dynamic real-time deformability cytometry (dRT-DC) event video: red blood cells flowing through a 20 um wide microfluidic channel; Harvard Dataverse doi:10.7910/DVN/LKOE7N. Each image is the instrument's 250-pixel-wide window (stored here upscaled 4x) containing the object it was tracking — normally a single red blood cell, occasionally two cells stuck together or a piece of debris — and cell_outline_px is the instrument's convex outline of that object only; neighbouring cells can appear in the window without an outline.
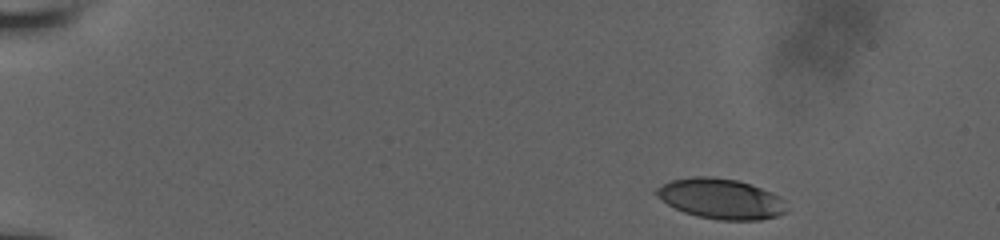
{"species": "human", "species_latin": "Homo sapiens", "temperature_condition": "room temperature", "stored_images_in_passage": 48, "camera_frame_rate_fps": 3000, "um_per_image_px": 0.085, "donor": {"sex": "male"}, "frame": {"image": 1, "passage_image": 1, "time_ms": 0.0, "image_size_px": [1000, 240], "cell_outline_px": [[784, 212], [776, 216], [760, 220], [716, 220], [696, 216], [684, 212], [668, 204], [652, 192], [656, 188], [672, 180], [692, 176], [708, 176], [736, 180], [760, 188], [776, 196], [780, 200]], "centroid_in_image_um": [61.16, 16.9], "position_along_channel_um": 23.8, "area_um2": 29.88}}
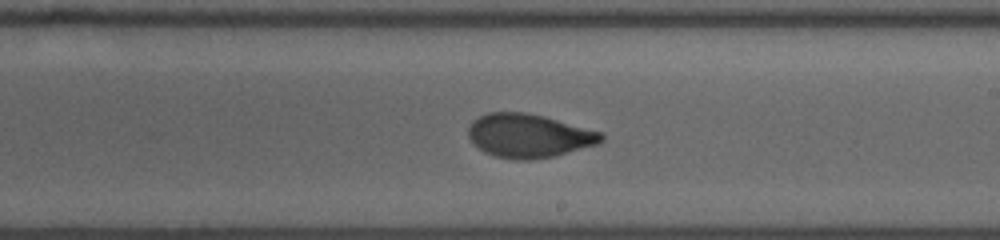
{"frame": {"image": 2, "passage_image": 27, "time_ms": 9.0, "image_size_px": [1000, 240], "cell_outline_px": [[604, 140], [596, 144], [552, 156], [528, 160], [516, 160], [492, 156], [484, 152], [468, 136], [468, 128], [472, 120], [488, 112], [524, 112], [544, 116], [600, 132], [604, 136]], "centroid_in_image_um": [44.9, 11.53], "position_along_channel_um": 244.1, "area_um2": 33.47}}
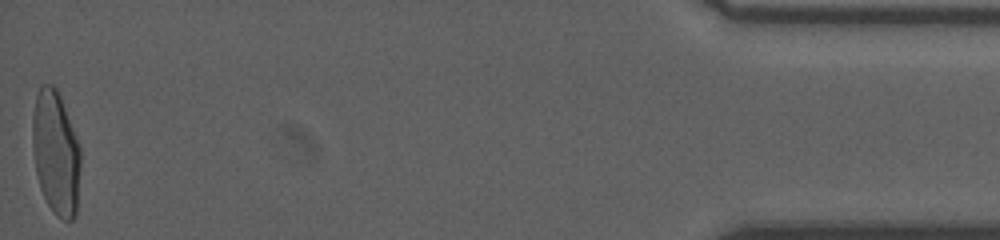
{"frame": {"image": 3, "passage_image": 48, "time_ms": 16.0, "image_size_px": [1000, 240], "cell_outline_px": [[80, 164], [76, 216], [72, 220], [64, 220], [56, 216], [52, 212], [40, 188], [36, 172], [32, 148], [32, 116], [36, 96], [40, 84], [52, 84], [56, 88], [60, 96], [80, 148]], "centroid_in_image_um": [4.73, 13.0], "position_along_channel_um": 430.5, "area_um2": 34.74}, "authors_computed_cell_mechanics": {"area_um2": 33.3506, "velocity_mm_per_s": 3.8607, "shape_relaxation_time_tau1_ms": 8.6196, "shape_relaxation_time_tau2_ms": 0.9131, "deformation_change_tau1": 0.2712, "deformation_change_tau2": 0.0621}}